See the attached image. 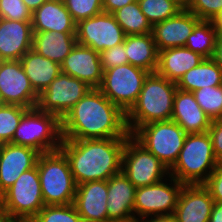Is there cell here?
Instances as JSON below:
<instances>
[{"label":"cell","mask_w":222,"mask_h":222,"mask_svg":"<svg viewBox=\"0 0 222 222\" xmlns=\"http://www.w3.org/2000/svg\"><path fill=\"white\" fill-rule=\"evenodd\" d=\"M62 139L129 138L126 114L92 88L61 120Z\"/></svg>","instance_id":"cell-1"},{"label":"cell","mask_w":222,"mask_h":222,"mask_svg":"<svg viewBox=\"0 0 222 222\" xmlns=\"http://www.w3.org/2000/svg\"><path fill=\"white\" fill-rule=\"evenodd\" d=\"M127 139H62L60 150L69 161L76 184L108 180L120 173L123 148Z\"/></svg>","instance_id":"cell-2"},{"label":"cell","mask_w":222,"mask_h":222,"mask_svg":"<svg viewBox=\"0 0 222 222\" xmlns=\"http://www.w3.org/2000/svg\"><path fill=\"white\" fill-rule=\"evenodd\" d=\"M176 90V83L156 72L149 73L135 104L126 113L129 133L151 122L171 120Z\"/></svg>","instance_id":"cell-3"},{"label":"cell","mask_w":222,"mask_h":222,"mask_svg":"<svg viewBox=\"0 0 222 222\" xmlns=\"http://www.w3.org/2000/svg\"><path fill=\"white\" fill-rule=\"evenodd\" d=\"M218 164L209 133H190L169 174L184 185L204 184Z\"/></svg>","instance_id":"cell-4"},{"label":"cell","mask_w":222,"mask_h":222,"mask_svg":"<svg viewBox=\"0 0 222 222\" xmlns=\"http://www.w3.org/2000/svg\"><path fill=\"white\" fill-rule=\"evenodd\" d=\"M37 168L45 205H66L74 202L77 184L69 161L61 150L42 153Z\"/></svg>","instance_id":"cell-5"},{"label":"cell","mask_w":222,"mask_h":222,"mask_svg":"<svg viewBox=\"0 0 222 222\" xmlns=\"http://www.w3.org/2000/svg\"><path fill=\"white\" fill-rule=\"evenodd\" d=\"M61 142V120L37 107L24 113L11 140L12 144L34 148L41 154L60 150Z\"/></svg>","instance_id":"cell-6"},{"label":"cell","mask_w":222,"mask_h":222,"mask_svg":"<svg viewBox=\"0 0 222 222\" xmlns=\"http://www.w3.org/2000/svg\"><path fill=\"white\" fill-rule=\"evenodd\" d=\"M131 136L169 169L177 161L187 133L173 120L138 127Z\"/></svg>","instance_id":"cell-7"},{"label":"cell","mask_w":222,"mask_h":222,"mask_svg":"<svg viewBox=\"0 0 222 222\" xmlns=\"http://www.w3.org/2000/svg\"><path fill=\"white\" fill-rule=\"evenodd\" d=\"M44 206L37 165L23 172L0 196V207L16 221L32 220Z\"/></svg>","instance_id":"cell-8"},{"label":"cell","mask_w":222,"mask_h":222,"mask_svg":"<svg viewBox=\"0 0 222 222\" xmlns=\"http://www.w3.org/2000/svg\"><path fill=\"white\" fill-rule=\"evenodd\" d=\"M149 72L129 63L103 71V80L98 88L125 114L135 104Z\"/></svg>","instance_id":"cell-9"},{"label":"cell","mask_w":222,"mask_h":222,"mask_svg":"<svg viewBox=\"0 0 222 222\" xmlns=\"http://www.w3.org/2000/svg\"><path fill=\"white\" fill-rule=\"evenodd\" d=\"M121 171L136 188L155 184L170 175L169 168L132 136L123 148Z\"/></svg>","instance_id":"cell-10"},{"label":"cell","mask_w":222,"mask_h":222,"mask_svg":"<svg viewBox=\"0 0 222 222\" xmlns=\"http://www.w3.org/2000/svg\"><path fill=\"white\" fill-rule=\"evenodd\" d=\"M91 89L84 81L61 72L39 95L36 107L62 120Z\"/></svg>","instance_id":"cell-11"},{"label":"cell","mask_w":222,"mask_h":222,"mask_svg":"<svg viewBox=\"0 0 222 222\" xmlns=\"http://www.w3.org/2000/svg\"><path fill=\"white\" fill-rule=\"evenodd\" d=\"M170 182L163 180L136 188L134 197V217L145 218L154 215L173 214L176 209L180 192L184 186L176 178L168 176ZM171 185V186H170ZM138 217H136V215Z\"/></svg>","instance_id":"cell-12"},{"label":"cell","mask_w":222,"mask_h":222,"mask_svg":"<svg viewBox=\"0 0 222 222\" xmlns=\"http://www.w3.org/2000/svg\"><path fill=\"white\" fill-rule=\"evenodd\" d=\"M125 33L111 13L102 12L76 25L77 43L88 46L96 52L122 44Z\"/></svg>","instance_id":"cell-13"},{"label":"cell","mask_w":222,"mask_h":222,"mask_svg":"<svg viewBox=\"0 0 222 222\" xmlns=\"http://www.w3.org/2000/svg\"><path fill=\"white\" fill-rule=\"evenodd\" d=\"M0 95L3 104L35 108L39 95L33 89L20 60L0 61Z\"/></svg>","instance_id":"cell-14"},{"label":"cell","mask_w":222,"mask_h":222,"mask_svg":"<svg viewBox=\"0 0 222 222\" xmlns=\"http://www.w3.org/2000/svg\"><path fill=\"white\" fill-rule=\"evenodd\" d=\"M40 154L28 146L12 143L0 145V196L23 172L36 166Z\"/></svg>","instance_id":"cell-15"},{"label":"cell","mask_w":222,"mask_h":222,"mask_svg":"<svg viewBox=\"0 0 222 222\" xmlns=\"http://www.w3.org/2000/svg\"><path fill=\"white\" fill-rule=\"evenodd\" d=\"M61 72L84 81L91 88H99L103 80L100 53L76 43L61 64Z\"/></svg>","instance_id":"cell-16"},{"label":"cell","mask_w":222,"mask_h":222,"mask_svg":"<svg viewBox=\"0 0 222 222\" xmlns=\"http://www.w3.org/2000/svg\"><path fill=\"white\" fill-rule=\"evenodd\" d=\"M108 180L77 185L74 206L83 222H108Z\"/></svg>","instance_id":"cell-17"},{"label":"cell","mask_w":222,"mask_h":222,"mask_svg":"<svg viewBox=\"0 0 222 222\" xmlns=\"http://www.w3.org/2000/svg\"><path fill=\"white\" fill-rule=\"evenodd\" d=\"M199 21L195 14L184 8L176 16L154 24L152 36L158 52L167 48L185 46Z\"/></svg>","instance_id":"cell-18"},{"label":"cell","mask_w":222,"mask_h":222,"mask_svg":"<svg viewBox=\"0 0 222 222\" xmlns=\"http://www.w3.org/2000/svg\"><path fill=\"white\" fill-rule=\"evenodd\" d=\"M214 200L203 184L184 185L174 215L178 222H209Z\"/></svg>","instance_id":"cell-19"},{"label":"cell","mask_w":222,"mask_h":222,"mask_svg":"<svg viewBox=\"0 0 222 222\" xmlns=\"http://www.w3.org/2000/svg\"><path fill=\"white\" fill-rule=\"evenodd\" d=\"M136 187L121 171L108 179V222H134Z\"/></svg>","instance_id":"cell-20"},{"label":"cell","mask_w":222,"mask_h":222,"mask_svg":"<svg viewBox=\"0 0 222 222\" xmlns=\"http://www.w3.org/2000/svg\"><path fill=\"white\" fill-rule=\"evenodd\" d=\"M31 21L0 18V61L20 60L32 49Z\"/></svg>","instance_id":"cell-21"},{"label":"cell","mask_w":222,"mask_h":222,"mask_svg":"<svg viewBox=\"0 0 222 222\" xmlns=\"http://www.w3.org/2000/svg\"><path fill=\"white\" fill-rule=\"evenodd\" d=\"M171 120L175 121L187 134L208 132L211 119L200 108L192 92L177 88Z\"/></svg>","instance_id":"cell-22"},{"label":"cell","mask_w":222,"mask_h":222,"mask_svg":"<svg viewBox=\"0 0 222 222\" xmlns=\"http://www.w3.org/2000/svg\"><path fill=\"white\" fill-rule=\"evenodd\" d=\"M33 32H76L73 20L63 0H47L32 13Z\"/></svg>","instance_id":"cell-23"},{"label":"cell","mask_w":222,"mask_h":222,"mask_svg":"<svg viewBox=\"0 0 222 222\" xmlns=\"http://www.w3.org/2000/svg\"><path fill=\"white\" fill-rule=\"evenodd\" d=\"M204 59L200 54L187 47H173L158 52L156 73L177 83L190 69L196 67Z\"/></svg>","instance_id":"cell-24"},{"label":"cell","mask_w":222,"mask_h":222,"mask_svg":"<svg viewBox=\"0 0 222 222\" xmlns=\"http://www.w3.org/2000/svg\"><path fill=\"white\" fill-rule=\"evenodd\" d=\"M76 43V32H33L32 49L61 65Z\"/></svg>","instance_id":"cell-25"},{"label":"cell","mask_w":222,"mask_h":222,"mask_svg":"<svg viewBox=\"0 0 222 222\" xmlns=\"http://www.w3.org/2000/svg\"><path fill=\"white\" fill-rule=\"evenodd\" d=\"M20 62L35 92L40 95L61 73V65L30 49Z\"/></svg>","instance_id":"cell-26"},{"label":"cell","mask_w":222,"mask_h":222,"mask_svg":"<svg viewBox=\"0 0 222 222\" xmlns=\"http://www.w3.org/2000/svg\"><path fill=\"white\" fill-rule=\"evenodd\" d=\"M125 51L129 64L149 73L156 72L158 50L152 33L125 36Z\"/></svg>","instance_id":"cell-27"},{"label":"cell","mask_w":222,"mask_h":222,"mask_svg":"<svg viewBox=\"0 0 222 222\" xmlns=\"http://www.w3.org/2000/svg\"><path fill=\"white\" fill-rule=\"evenodd\" d=\"M220 85H222V69L212 58H204L198 66L186 72L176 83L178 89L187 92Z\"/></svg>","instance_id":"cell-28"},{"label":"cell","mask_w":222,"mask_h":222,"mask_svg":"<svg viewBox=\"0 0 222 222\" xmlns=\"http://www.w3.org/2000/svg\"><path fill=\"white\" fill-rule=\"evenodd\" d=\"M217 31L212 21L200 20L185 44L189 50L204 58H212L216 45Z\"/></svg>","instance_id":"cell-29"},{"label":"cell","mask_w":222,"mask_h":222,"mask_svg":"<svg viewBox=\"0 0 222 222\" xmlns=\"http://www.w3.org/2000/svg\"><path fill=\"white\" fill-rule=\"evenodd\" d=\"M125 35L152 33V26L140 9L138 1L123 6L112 13Z\"/></svg>","instance_id":"cell-30"},{"label":"cell","mask_w":222,"mask_h":222,"mask_svg":"<svg viewBox=\"0 0 222 222\" xmlns=\"http://www.w3.org/2000/svg\"><path fill=\"white\" fill-rule=\"evenodd\" d=\"M141 11L153 26L176 16L184 7L177 0H137Z\"/></svg>","instance_id":"cell-31"},{"label":"cell","mask_w":222,"mask_h":222,"mask_svg":"<svg viewBox=\"0 0 222 222\" xmlns=\"http://www.w3.org/2000/svg\"><path fill=\"white\" fill-rule=\"evenodd\" d=\"M192 93L200 108L211 121L222 118V85L203 87Z\"/></svg>","instance_id":"cell-32"},{"label":"cell","mask_w":222,"mask_h":222,"mask_svg":"<svg viewBox=\"0 0 222 222\" xmlns=\"http://www.w3.org/2000/svg\"><path fill=\"white\" fill-rule=\"evenodd\" d=\"M28 109L18 105H0V145L11 143L19 122Z\"/></svg>","instance_id":"cell-33"},{"label":"cell","mask_w":222,"mask_h":222,"mask_svg":"<svg viewBox=\"0 0 222 222\" xmlns=\"http://www.w3.org/2000/svg\"><path fill=\"white\" fill-rule=\"evenodd\" d=\"M33 222H83L74 204L45 205L32 219Z\"/></svg>","instance_id":"cell-34"},{"label":"cell","mask_w":222,"mask_h":222,"mask_svg":"<svg viewBox=\"0 0 222 222\" xmlns=\"http://www.w3.org/2000/svg\"><path fill=\"white\" fill-rule=\"evenodd\" d=\"M63 2L76 23L103 12L102 0H63Z\"/></svg>","instance_id":"cell-35"},{"label":"cell","mask_w":222,"mask_h":222,"mask_svg":"<svg viewBox=\"0 0 222 222\" xmlns=\"http://www.w3.org/2000/svg\"><path fill=\"white\" fill-rule=\"evenodd\" d=\"M184 8L200 20L212 21L222 10V0H188Z\"/></svg>","instance_id":"cell-36"},{"label":"cell","mask_w":222,"mask_h":222,"mask_svg":"<svg viewBox=\"0 0 222 222\" xmlns=\"http://www.w3.org/2000/svg\"><path fill=\"white\" fill-rule=\"evenodd\" d=\"M0 18L17 21H32V12L23 0H0Z\"/></svg>","instance_id":"cell-37"},{"label":"cell","mask_w":222,"mask_h":222,"mask_svg":"<svg viewBox=\"0 0 222 222\" xmlns=\"http://www.w3.org/2000/svg\"><path fill=\"white\" fill-rule=\"evenodd\" d=\"M100 59L103 71L129 63L125 51V39L122 44L115 45L112 48L102 51L100 53Z\"/></svg>","instance_id":"cell-38"},{"label":"cell","mask_w":222,"mask_h":222,"mask_svg":"<svg viewBox=\"0 0 222 222\" xmlns=\"http://www.w3.org/2000/svg\"><path fill=\"white\" fill-rule=\"evenodd\" d=\"M203 185L210 192L214 203L222 202V163L217 165Z\"/></svg>","instance_id":"cell-39"},{"label":"cell","mask_w":222,"mask_h":222,"mask_svg":"<svg viewBox=\"0 0 222 222\" xmlns=\"http://www.w3.org/2000/svg\"><path fill=\"white\" fill-rule=\"evenodd\" d=\"M208 133L212 140L213 152L219 163H222V118L212 120Z\"/></svg>","instance_id":"cell-40"},{"label":"cell","mask_w":222,"mask_h":222,"mask_svg":"<svg viewBox=\"0 0 222 222\" xmlns=\"http://www.w3.org/2000/svg\"><path fill=\"white\" fill-rule=\"evenodd\" d=\"M137 0H102L103 2V12L113 13L114 11L136 2Z\"/></svg>","instance_id":"cell-41"},{"label":"cell","mask_w":222,"mask_h":222,"mask_svg":"<svg viewBox=\"0 0 222 222\" xmlns=\"http://www.w3.org/2000/svg\"><path fill=\"white\" fill-rule=\"evenodd\" d=\"M148 218V219H147ZM134 222H178L177 218L174 214H166V215H154L149 217L137 219Z\"/></svg>","instance_id":"cell-42"},{"label":"cell","mask_w":222,"mask_h":222,"mask_svg":"<svg viewBox=\"0 0 222 222\" xmlns=\"http://www.w3.org/2000/svg\"><path fill=\"white\" fill-rule=\"evenodd\" d=\"M212 59L222 69V34H217L215 51Z\"/></svg>","instance_id":"cell-43"},{"label":"cell","mask_w":222,"mask_h":222,"mask_svg":"<svg viewBox=\"0 0 222 222\" xmlns=\"http://www.w3.org/2000/svg\"><path fill=\"white\" fill-rule=\"evenodd\" d=\"M209 222H222V202L214 203Z\"/></svg>","instance_id":"cell-44"},{"label":"cell","mask_w":222,"mask_h":222,"mask_svg":"<svg viewBox=\"0 0 222 222\" xmlns=\"http://www.w3.org/2000/svg\"><path fill=\"white\" fill-rule=\"evenodd\" d=\"M47 0H23L24 4L27 8L33 13L36 9H38L42 4H44Z\"/></svg>","instance_id":"cell-45"},{"label":"cell","mask_w":222,"mask_h":222,"mask_svg":"<svg viewBox=\"0 0 222 222\" xmlns=\"http://www.w3.org/2000/svg\"><path fill=\"white\" fill-rule=\"evenodd\" d=\"M217 34H222V10L219 14L212 20Z\"/></svg>","instance_id":"cell-46"},{"label":"cell","mask_w":222,"mask_h":222,"mask_svg":"<svg viewBox=\"0 0 222 222\" xmlns=\"http://www.w3.org/2000/svg\"><path fill=\"white\" fill-rule=\"evenodd\" d=\"M0 222H17L7 211L0 207Z\"/></svg>","instance_id":"cell-47"},{"label":"cell","mask_w":222,"mask_h":222,"mask_svg":"<svg viewBox=\"0 0 222 222\" xmlns=\"http://www.w3.org/2000/svg\"><path fill=\"white\" fill-rule=\"evenodd\" d=\"M183 7H185L188 0H177Z\"/></svg>","instance_id":"cell-48"},{"label":"cell","mask_w":222,"mask_h":222,"mask_svg":"<svg viewBox=\"0 0 222 222\" xmlns=\"http://www.w3.org/2000/svg\"><path fill=\"white\" fill-rule=\"evenodd\" d=\"M17 222H33L32 220H21V221H17Z\"/></svg>","instance_id":"cell-49"},{"label":"cell","mask_w":222,"mask_h":222,"mask_svg":"<svg viewBox=\"0 0 222 222\" xmlns=\"http://www.w3.org/2000/svg\"><path fill=\"white\" fill-rule=\"evenodd\" d=\"M3 104V102H2V99H1V95H0V105H2Z\"/></svg>","instance_id":"cell-50"}]
</instances>
